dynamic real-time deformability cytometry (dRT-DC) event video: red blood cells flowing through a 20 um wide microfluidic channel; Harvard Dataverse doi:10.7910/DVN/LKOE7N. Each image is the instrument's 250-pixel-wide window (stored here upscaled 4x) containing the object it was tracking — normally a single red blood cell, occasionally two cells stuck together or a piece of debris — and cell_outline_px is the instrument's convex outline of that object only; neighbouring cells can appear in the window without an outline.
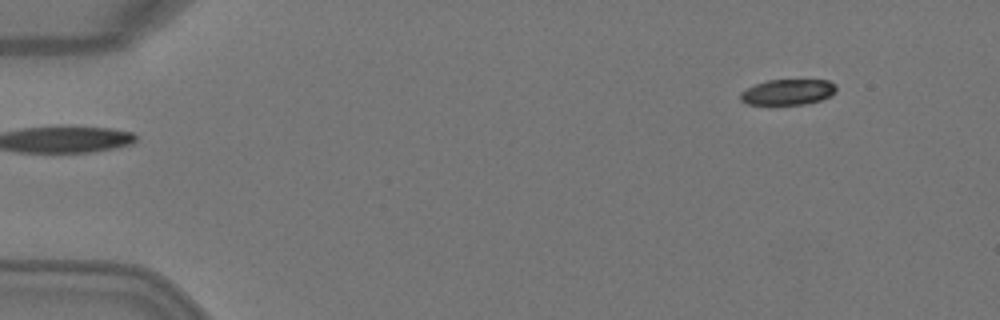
{"species": "Egyptian fruit bat (a non-hibernating species)", "species_latin": "Rousettus aegyptiacus", "temperature_condition": "warm", "stored_images_in_passage": 4, "segment_of_instrument_passage": [2, 2], "camera_frame_rate_fps": 3000, "um_per_image_px": 0.085, "animal": {"sex": "female"}, "frame": {"image": 1, "passage_image": 4, "time_ms": 1.0, "image_size_px": [1000, 320], "cell_outline_px": [[836, 88], [828, 96], [820, 100], [804, 104], [748, 104], [740, 100], [740, 92], [756, 84], [768, 80], [828, 80], [836, 84]], "centroid_in_image_um": [66.94, 7.82], "position_along_channel_um": 18.1, "area_um2": 14.05}}